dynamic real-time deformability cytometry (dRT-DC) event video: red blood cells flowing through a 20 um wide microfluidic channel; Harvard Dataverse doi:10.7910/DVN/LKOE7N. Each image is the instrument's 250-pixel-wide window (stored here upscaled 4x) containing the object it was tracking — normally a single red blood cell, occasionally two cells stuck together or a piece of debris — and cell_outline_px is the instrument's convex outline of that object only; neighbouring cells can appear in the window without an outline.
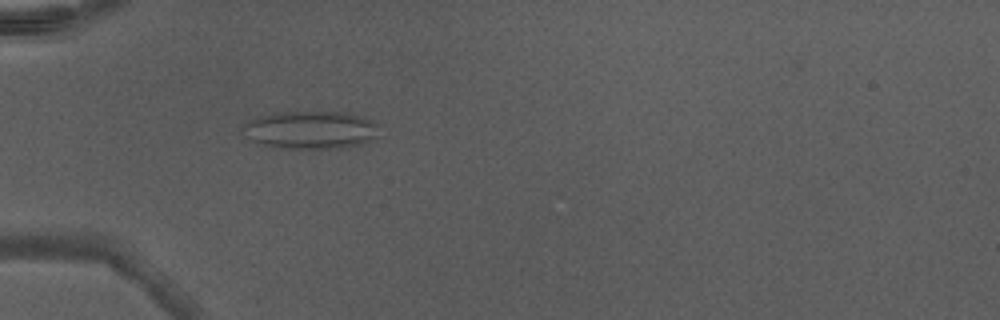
{"species": "Egyptian fruit bat (a non-hibernating species)", "species_latin": "Rousettus aegyptiacus", "temperature_condition": "warm", "stored_images_in_passage": 3, "camera_frame_rate_fps": 3000, "um_per_image_px": 0.085, "animal": {"sex": "male"}, "frame": {"image": 1, "passage_image": 3, "time_ms": 0.667, "image_size_px": [1000, 320], "cell_outline_px": [[352, 140], [328, 144], [284, 144], [264, 120], [284, 116], [336, 116], [352, 120]], "centroid_in_image_um": [26.48, 11.0], "position_along_channel_um": 58.5, "area_um2": 15.2}}